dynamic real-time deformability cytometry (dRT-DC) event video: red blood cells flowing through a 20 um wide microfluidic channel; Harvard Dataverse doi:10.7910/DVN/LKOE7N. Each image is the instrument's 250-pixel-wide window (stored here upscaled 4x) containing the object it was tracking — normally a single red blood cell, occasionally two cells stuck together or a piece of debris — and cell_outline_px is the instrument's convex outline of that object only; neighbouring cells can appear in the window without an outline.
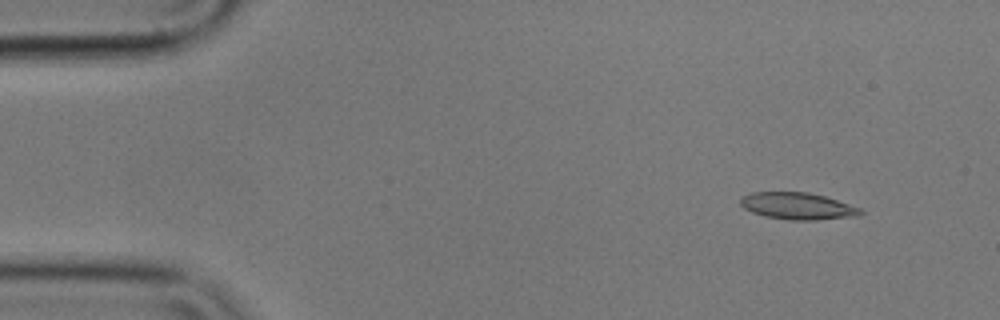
{"species": "common noctule bat (a hibernating species)", "species_latin": "Nyctalus noctula", "temperature_condition": "cold", "stored_images_in_passage": 3, "camera_frame_rate_fps": 3000, "um_per_image_px": 0.085, "animal": {"sex": "male", "body_mass_g": 17.9}, "frame": {"image": 1, "passage_image": 1, "time_ms": 0.0, "image_size_px": [1000, 320], "cell_outline_px": [[864, 212], [860, 216], [816, 220], [788, 220], [764, 216], [752, 212], [744, 208], [740, 204], [740, 196], [752, 192], [808, 192], [824, 196], [860, 208]], "centroid_in_image_um": [67.78, 17.52], "position_along_channel_um": 17.2, "area_um2": 18.9}}